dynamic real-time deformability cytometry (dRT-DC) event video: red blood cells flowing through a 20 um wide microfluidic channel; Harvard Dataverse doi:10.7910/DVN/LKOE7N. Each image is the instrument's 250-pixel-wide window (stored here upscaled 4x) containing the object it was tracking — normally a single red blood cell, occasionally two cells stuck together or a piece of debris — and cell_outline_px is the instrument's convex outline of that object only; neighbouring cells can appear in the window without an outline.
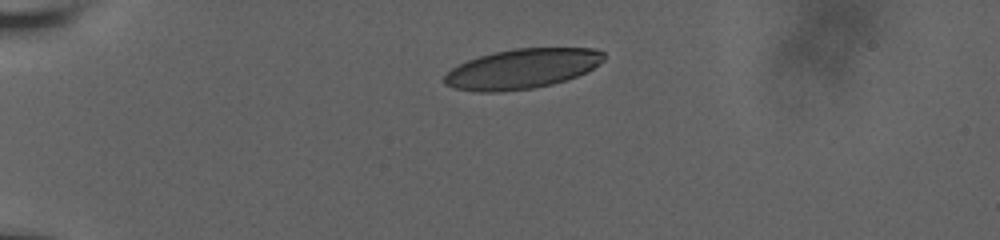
{"species": "human", "species_latin": "Homo sapiens", "temperature_condition": "room temperature", "stored_images_in_passage": 40, "camera_frame_rate_fps": 3000, "um_per_image_px": 0.085, "donor": {"sex": "male"}, "frame": {"image": 1, "passage_image": 1, "time_ms": 0.0, "image_size_px": [1000, 240], "cell_outline_px": [[604, 60], [592, 68], [576, 76], [552, 84], [532, 88], [496, 92], [480, 92], [452, 88], [444, 84], [444, 76], [452, 68], [468, 60], [480, 56], [496, 52], [516, 48], [596, 48], [604, 52]], "centroid_in_image_um": [44.36, 5.84], "position_along_channel_um": 40.6, "area_um2": 36.7}}
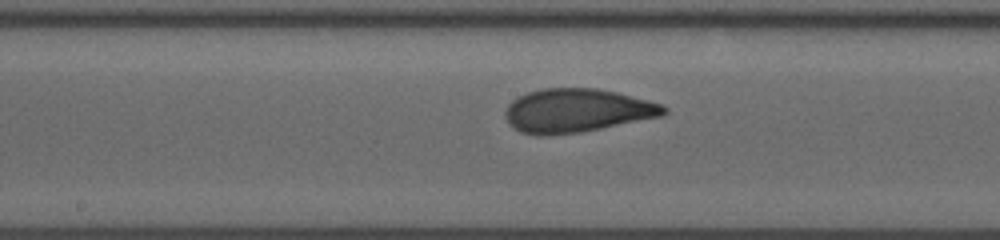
{"frame": {"image": 2, "passage_image": 22, "time_ms": 5.667, "image_size_px": [1000, 240], "cell_outline_px": [[668, 112], [660, 116], [580, 132], [540, 136], [520, 132], [512, 128], [508, 124], [504, 116], [504, 112], [508, 104], [512, 100], [528, 92], [540, 88], [596, 88], [616, 92], [648, 100], [660, 104], [668, 108]], "centroid_in_image_um": [48.97, 9.4], "position_along_channel_um": 199.2, "area_um2": 40.23}}
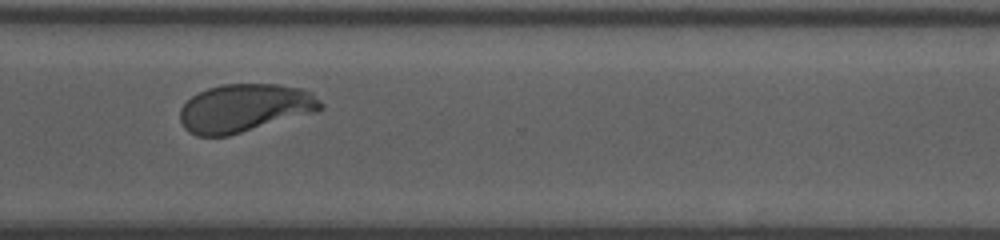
{"frame": {"image": 3, "passage_image": 39, "time_ms": 9.667, "image_size_px": [1000, 240], "cell_outline_px": [[324, 108], [316, 112], [228, 136], [196, 136], [188, 132], [184, 128], [180, 120], [180, 108], [192, 96], [208, 88], [220, 84], [276, 84], [300, 88], [312, 92], [324, 104]], "centroid_in_image_um": [20.8, 9.18], "position_along_channel_um": 349.8, "area_um2": 39.59}}